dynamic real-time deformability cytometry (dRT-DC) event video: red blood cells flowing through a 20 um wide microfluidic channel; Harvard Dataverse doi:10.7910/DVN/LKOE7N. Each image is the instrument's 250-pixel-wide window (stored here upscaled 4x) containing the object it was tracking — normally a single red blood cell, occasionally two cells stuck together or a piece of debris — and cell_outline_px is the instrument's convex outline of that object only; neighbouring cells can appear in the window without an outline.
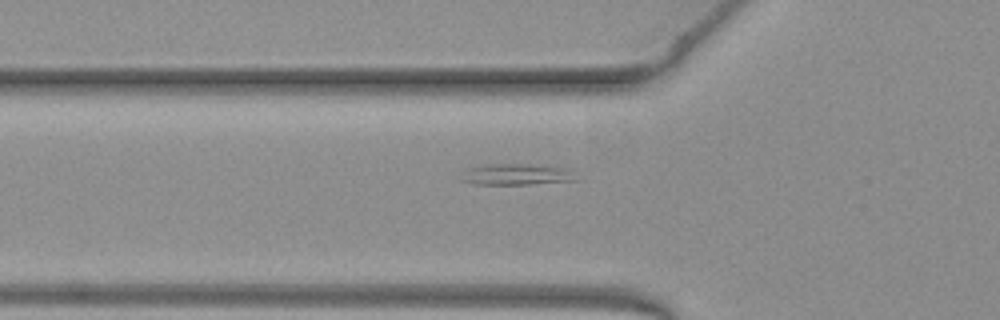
{"species": "common noctule bat (a hibernating species)", "species_latin": "Nyctalus noctula", "temperature_condition": "warm", "stored_images_in_passage": 25, "camera_frame_rate_fps": 3000, "um_per_image_px": 0.085, "animal": {"sex": "female", "body_mass_g": 19.3, "forearm_length_mm": 54.1}, "frame": {"image": 1, "passage_image": 9, "time_ms": 2.667, "image_size_px": [1000, 320], "cell_outline_px": [[580, 180], [528, 184], [472, 184], [460, 180], [464, 172], [468, 168], [488, 164], [532, 164], [568, 168]], "centroid_in_image_um": [43.92, 14.82], "position_along_channel_um": 81.9, "area_um2": 14.22}}
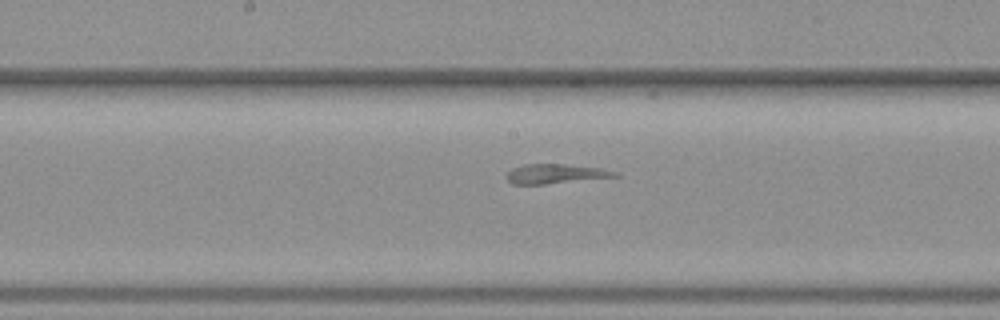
{"frame": {"image": 2, "passage_image": 18, "time_ms": 5.667, "image_size_px": [1000, 320], "cell_outline_px": [[620, 176], [544, 184], [512, 184], [504, 176], [512, 168], [524, 164], [564, 164], [600, 168], [620, 172]], "centroid_in_image_um": [47.21, 14.77], "position_along_channel_um": 201.0, "area_um2": 12.31}}
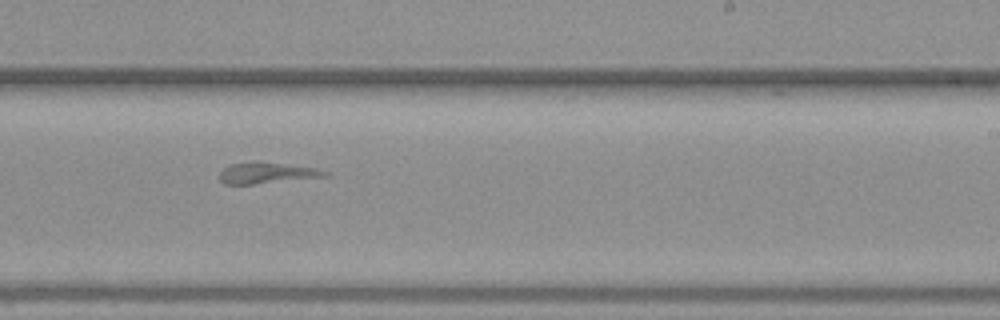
{"frame": {"image": 3, "passage_image": 23, "time_ms": 7.333, "image_size_px": [1000, 320], "cell_outline_px": [[328, 176], [252, 184], [224, 184], [220, 180], [220, 172], [228, 164], [280, 164], [316, 168], [328, 172]], "centroid_in_image_um": [22.66, 14.74], "position_along_channel_um": 266.3, "area_um2": 12.08}}